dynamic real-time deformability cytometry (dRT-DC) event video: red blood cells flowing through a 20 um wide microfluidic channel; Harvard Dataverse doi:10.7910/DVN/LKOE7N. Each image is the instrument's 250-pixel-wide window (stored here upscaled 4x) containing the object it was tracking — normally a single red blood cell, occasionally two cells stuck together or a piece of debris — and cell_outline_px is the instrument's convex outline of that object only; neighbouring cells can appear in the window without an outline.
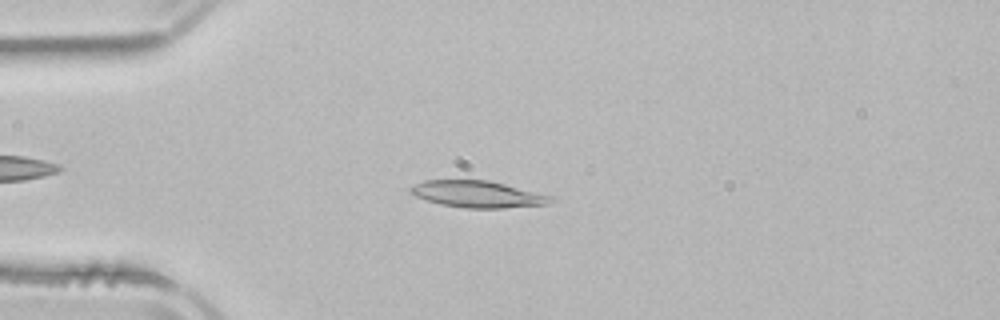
{"species": "common noctule bat (a hibernating species)", "species_latin": "Nyctalus noctula", "temperature_condition": "room temperature", "stored_images_in_passage": 5, "camera_frame_rate_fps": 3000, "um_per_image_px": 0.085, "animal": {"sex": "male", "body_mass_g": 21.5, "forearm_length_mm": 52.0}, "frame": {"image": 1, "passage_image": 4, "time_ms": 5.333, "image_size_px": [1000, 320], "cell_outline_px": [[556, 200], [548, 204], [504, 208], [464, 208], [440, 204], [416, 196], [408, 188], [424, 180], [488, 180], [556, 196]], "centroid_in_image_um": [40.69, 16.51], "position_along_channel_um": 44.3, "area_um2": 21.91}}
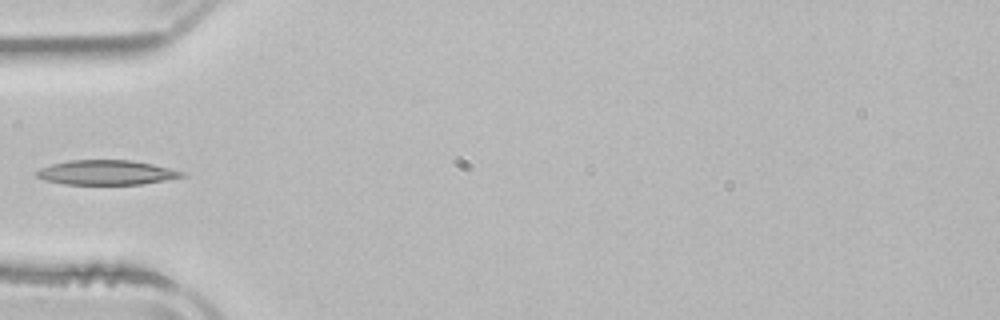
{"frame": {"image": 2, "passage_image": 5, "time_ms": 6.667, "image_size_px": [1000, 320], "cell_outline_px": [[188, 176], [140, 184], [64, 184], [44, 180], [36, 176], [36, 172], [40, 168], [52, 164], [72, 160], [132, 160], [152, 164], [184, 172]], "centroid_in_image_um": [9.04, 14.66], "position_along_channel_um": 76.0, "area_um2": 20.69}}